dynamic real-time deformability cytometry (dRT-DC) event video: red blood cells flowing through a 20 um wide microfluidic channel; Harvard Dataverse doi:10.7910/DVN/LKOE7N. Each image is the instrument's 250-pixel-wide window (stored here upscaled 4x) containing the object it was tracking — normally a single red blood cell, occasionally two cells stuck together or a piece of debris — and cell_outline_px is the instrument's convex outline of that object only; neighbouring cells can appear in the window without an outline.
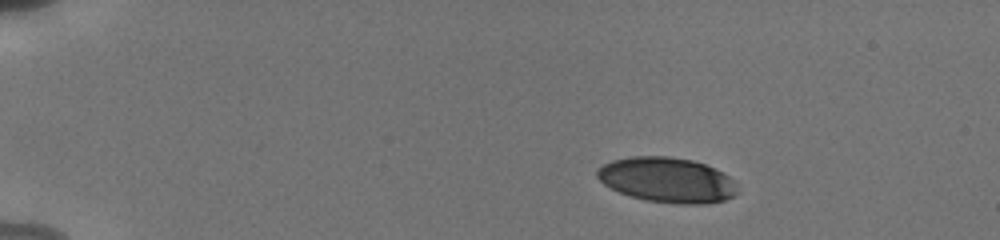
{"species": "human", "species_latin": "Homo sapiens", "temperature_condition": "cold", "stored_images_in_passage": 46, "camera_frame_rate_fps": 3000, "um_per_image_px": 0.085, "donor": {"sex": "male"}, "frame": {"image": 1, "passage_image": 1, "time_ms": 0.0, "image_size_px": [1000, 240], "cell_outline_px": [[740, 192], [724, 200], [704, 204], [680, 204], [648, 200], [632, 196], [620, 192], [604, 184], [596, 176], [596, 168], [612, 160], [632, 156], [668, 156], [692, 160], [716, 168], [724, 172], [732, 180]], "centroid_in_image_um": [56.72, 15.28], "position_along_channel_um": 28.3, "area_um2": 36.82}}
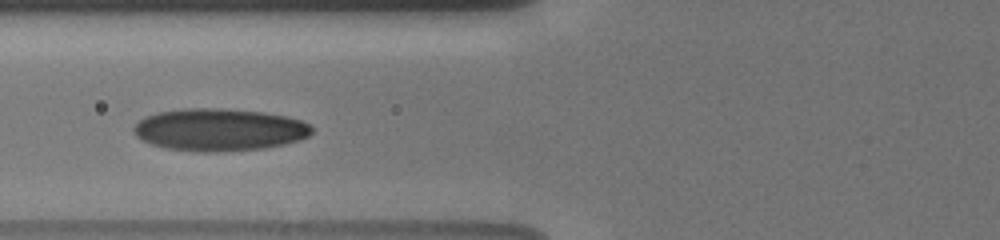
{"frame": {"image": 2, "passage_image": 15, "time_ms": 4.667, "image_size_px": [1000, 240], "cell_outline_px": [[312, 132], [308, 136], [300, 140], [284, 144], [264, 148], [216, 152], [196, 152], [164, 148], [152, 144], [136, 136], [132, 132], [132, 128], [144, 116], [160, 112], [184, 108], [224, 108], [264, 112], [288, 116], [300, 120], [308, 124], [312, 128]], "centroid_in_image_um": [18.63, 11.02], "position_along_channel_um": 107.2, "area_um2": 44.22}}
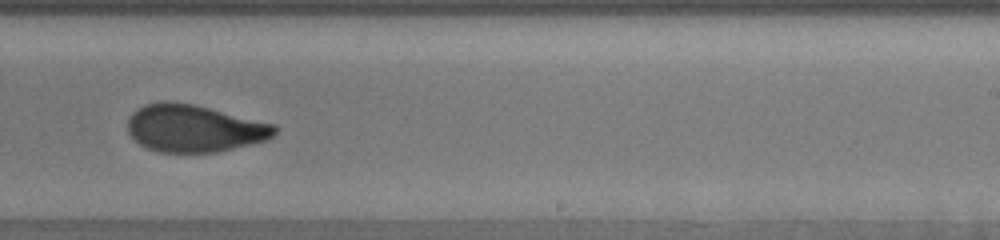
{"frame": {"image": 3, "passage_image": 28, "time_ms": 9.0, "image_size_px": [1000, 240], "cell_outline_px": [[280, 128], [276, 136], [268, 140], [252, 144], [216, 152], [160, 152], [148, 148], [140, 144], [128, 132], [128, 120], [132, 112], [136, 108], [144, 104], [160, 100], [168, 100], [196, 104], [276, 124]], "centroid_in_image_um": [16.56, 10.88], "position_along_channel_um": 272.4, "area_um2": 41.21}, "authors_computed_cell_mechanics": {"area_um2": 40.4022, "velocity_mm_per_s": 3.8196, "shape_relaxation_time_tau1_ms": 7.479, "shape_relaxation_time_tau2_ms": 1.2086, "deformation_change_tau1": 0.189, "deformation_change_tau2": 0.0733}}